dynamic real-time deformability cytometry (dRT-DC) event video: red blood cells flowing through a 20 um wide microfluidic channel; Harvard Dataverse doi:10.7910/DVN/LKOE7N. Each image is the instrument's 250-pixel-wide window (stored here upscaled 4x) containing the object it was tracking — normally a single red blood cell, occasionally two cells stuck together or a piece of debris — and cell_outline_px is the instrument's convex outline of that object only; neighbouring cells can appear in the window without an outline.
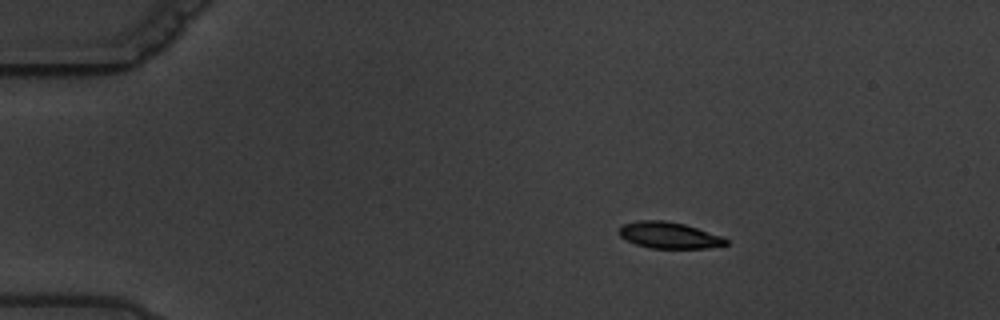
{"species": "common noctule bat (a hibernating species)", "species_latin": "Nyctalus noctula", "temperature_condition": "warm", "stored_images_in_passage": 11, "camera_frame_rate_fps": 3000, "um_per_image_px": 0.085, "animal": {"sex": "male", "body_mass_g": 19.5, "forearm_length_mm": 54.6}, "frame": {"image": 1, "passage_image": 4, "time_ms": 3.333, "image_size_px": [1000, 320], "cell_outline_px": [[728, 244], [708, 248], [648, 248], [636, 244], [620, 236], [620, 228], [624, 224], [636, 220], [664, 220], [684, 224], [724, 236], [728, 240]], "centroid_in_image_um": [56.91, 19.99], "position_along_channel_um": 28.1, "area_um2": 16.42}}